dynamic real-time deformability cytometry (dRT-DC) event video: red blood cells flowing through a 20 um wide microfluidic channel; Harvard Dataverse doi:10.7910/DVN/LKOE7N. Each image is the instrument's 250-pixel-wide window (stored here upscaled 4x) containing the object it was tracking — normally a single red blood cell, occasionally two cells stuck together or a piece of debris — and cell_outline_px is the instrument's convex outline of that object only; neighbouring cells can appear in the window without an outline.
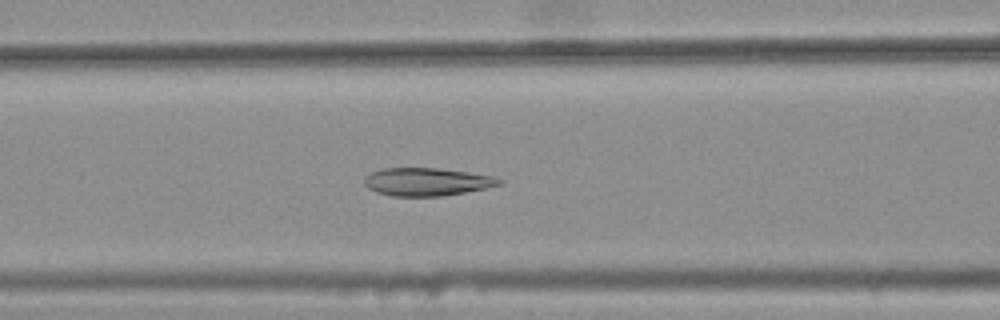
{"species": "common noctule bat (a hibernating species)", "species_latin": "Nyctalus noctula", "temperature_condition": "warm", "stored_images_in_passage": 51, "camera_frame_rate_fps": 3000, "um_per_image_px": 0.085, "animal": {"sex": "female", "body_mass_g": 25.1}, "frame": {"image": 1, "passage_image": 22, "time_ms": 7.0, "image_size_px": [1000, 320], "cell_outline_px": [[504, 180], [500, 184], [484, 188], [464, 192], [440, 196], [392, 196], [376, 192], [368, 188], [364, 184], [364, 176], [380, 168], [436, 168], [468, 172], [496, 176]], "centroid_in_image_um": [36.25, 15.44], "position_along_channel_um": 130.3, "area_um2": 21.96}}
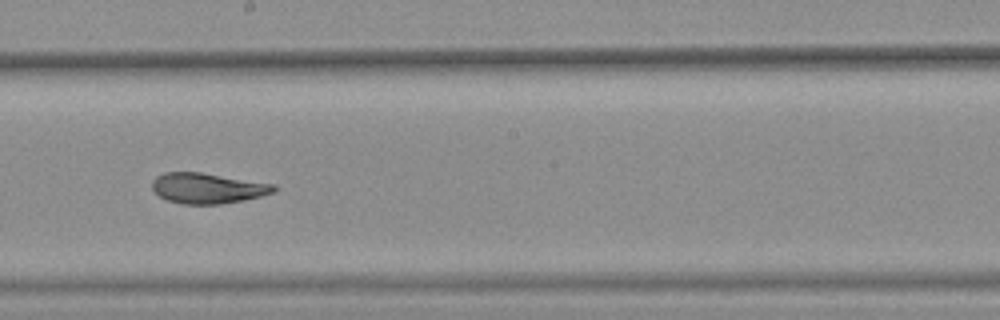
{"frame": {"image": 2, "passage_image": 30, "time_ms": 9.667, "image_size_px": [1000, 320], "cell_outline_px": [[276, 192], [244, 200], [220, 204], [180, 204], [168, 200], [160, 196], [152, 188], [152, 180], [156, 176], [164, 172], [200, 172], [276, 184]], "centroid_in_image_um": [17.66, 15.99], "position_along_channel_um": 230.5, "area_um2": 21.68}}
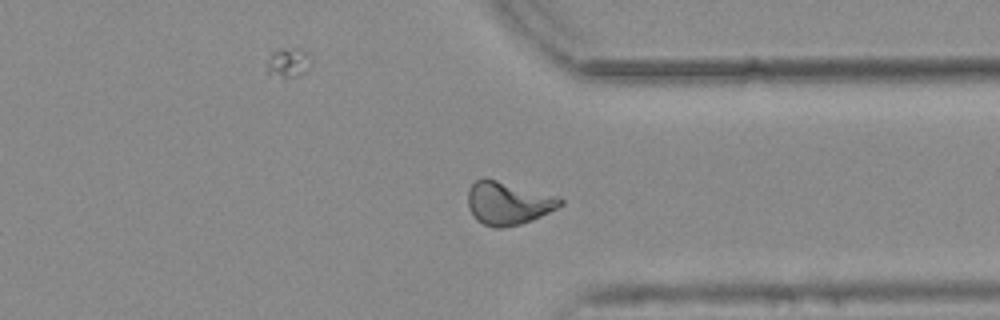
{"frame": {"image": 3, "passage_image": 41, "time_ms": 13.333, "image_size_px": [1000, 320], "cell_outline_px": [[564, 204], [532, 220], [520, 224], [500, 228], [496, 228], [484, 224], [476, 220], [468, 208], [468, 188], [476, 180], [484, 176], [560, 196], [564, 200]], "centroid_in_image_um": [43.19, 17.24], "position_along_channel_um": 368.2, "area_um2": 23.52}, "authors_computed_cell_mechanics": {"area_um2": 22.3108, "velocity_mm_per_s": 3.7672, "shape_relaxation_time_tau1_ms": null, "shape_relaxation_time_tau2_ms": 2.0932, "deformation_change_tau1": null, "deformation_change_tau2": 0.073}}